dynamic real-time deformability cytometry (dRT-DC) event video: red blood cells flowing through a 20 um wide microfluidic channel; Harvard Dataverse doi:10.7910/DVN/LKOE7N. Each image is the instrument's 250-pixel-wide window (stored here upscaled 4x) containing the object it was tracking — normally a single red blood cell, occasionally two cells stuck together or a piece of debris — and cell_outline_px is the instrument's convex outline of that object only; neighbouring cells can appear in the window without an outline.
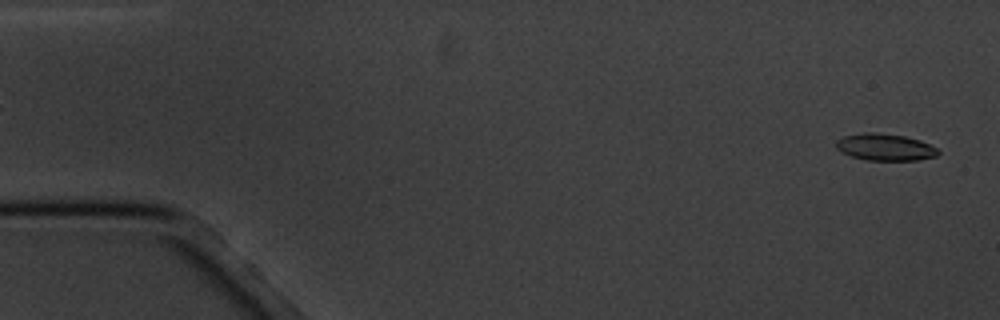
{"species": "common noctule bat (a hibernating species)", "species_latin": "Nyctalus noctula", "temperature_condition": "cold", "stored_images_in_passage": 6, "segment_of_instrument_passage": [2, 2], "camera_frame_rate_fps": 3000, "um_per_image_px": 0.085, "animal": {"sex": "male", "body_mass_g": 20.1, "forearm_length_mm": 53.5}, "frame": {"image": 1, "passage_image": 6, "time_ms": 5.667, "image_size_px": [1000, 320], "cell_outline_px": [[940, 152], [936, 156], [920, 160], [864, 160], [840, 152], [836, 148], [836, 140], [844, 136], [864, 132], [876, 132], [904, 136], [920, 140], [936, 148]], "centroid_in_image_um": [75.21, 12.51], "position_along_channel_um": 9.8, "area_um2": 16.01}}